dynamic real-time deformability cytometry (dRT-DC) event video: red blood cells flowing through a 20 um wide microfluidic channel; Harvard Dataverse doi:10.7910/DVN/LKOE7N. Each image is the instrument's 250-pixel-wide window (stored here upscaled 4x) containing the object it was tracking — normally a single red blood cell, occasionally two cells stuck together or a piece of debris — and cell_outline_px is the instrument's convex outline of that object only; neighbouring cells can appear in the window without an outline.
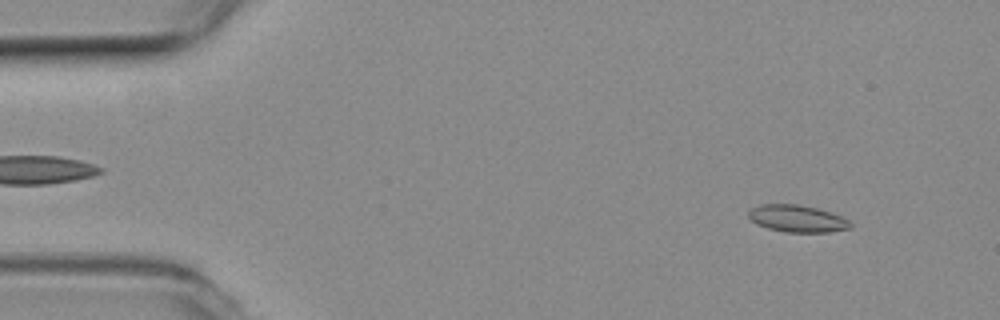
{"species": "common noctule bat (a hibernating species)", "species_latin": "Nyctalus noctula", "temperature_condition": "room temperature", "stored_images_in_passage": 2, "camera_frame_rate_fps": 3000, "um_per_image_px": 0.085, "animal": {"sex": "female", "body_mass_g": 19.3, "forearm_length_mm": 54.1}, "frame": {"image": 1, "passage_image": 2, "time_ms": 0.333, "image_size_px": [1000, 320], "cell_outline_px": [[852, 228], [828, 232], [784, 232], [768, 228], [756, 224], [748, 216], [748, 212], [752, 208], [760, 204], [800, 204], [832, 212], [848, 220], [852, 224]], "centroid_in_image_um": [67.77, 18.58], "position_along_channel_um": 17.2, "area_um2": 16.13}}